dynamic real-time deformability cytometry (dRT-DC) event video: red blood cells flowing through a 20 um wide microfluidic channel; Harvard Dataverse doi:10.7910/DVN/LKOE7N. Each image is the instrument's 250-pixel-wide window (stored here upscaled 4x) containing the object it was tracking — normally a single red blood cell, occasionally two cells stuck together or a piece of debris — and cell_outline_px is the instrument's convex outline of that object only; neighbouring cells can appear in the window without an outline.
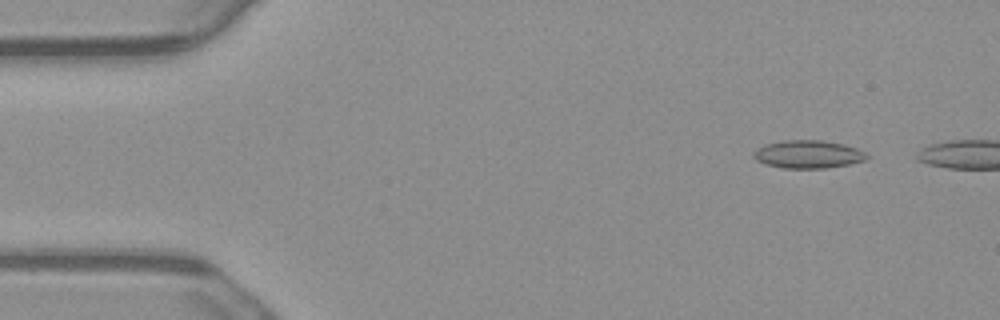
{"species": "common noctule bat (a hibernating species)", "species_latin": "Nyctalus noctula", "temperature_condition": "warm", "stored_images_in_passage": 9, "camera_frame_rate_fps": 3000, "um_per_image_px": 0.085, "animal": {"sex": "male", "body_mass_g": 23.1, "forearm_length_mm": 52.7}, "frame": {"image": 1, "passage_image": 2, "time_ms": 0.333, "image_size_px": [1000, 320], "cell_outline_px": [[868, 156], [864, 160], [848, 164], [824, 168], [784, 168], [764, 164], [756, 160], [752, 156], [752, 152], [764, 144], [784, 140], [824, 140], [844, 144], [856, 148], [864, 152]], "centroid_in_image_um": [68.63, 13.1], "position_along_channel_um": 16.4, "area_um2": 18.44}}